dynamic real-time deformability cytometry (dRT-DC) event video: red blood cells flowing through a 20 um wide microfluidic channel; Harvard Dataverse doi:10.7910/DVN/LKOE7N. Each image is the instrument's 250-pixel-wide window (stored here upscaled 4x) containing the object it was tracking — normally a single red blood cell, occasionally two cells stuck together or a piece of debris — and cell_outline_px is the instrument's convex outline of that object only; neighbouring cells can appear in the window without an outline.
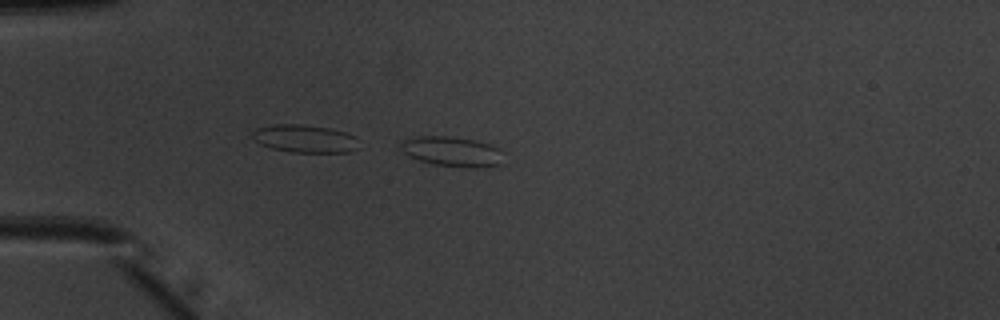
{"species": "common noctule bat (a hibernating species)", "species_latin": "Nyctalus noctula", "temperature_condition": "warm", "stored_images_in_passage": 14, "camera_frame_rate_fps": 3000, "um_per_image_px": 0.085, "animal": {"sex": "male", "body_mass_g": 20.1, "forearm_length_mm": 53.5}, "frame": {"image": 1, "passage_image": 14, "time_ms": 4.333, "image_size_px": [1000, 320], "cell_outline_px": [[500, 164], [488, 168], [472, 168], [432, 164], [408, 156], [400, 148], [400, 144], [404, 140], [416, 136], [444, 136], [472, 140], [488, 144], [500, 148]], "centroid_in_image_um": [38.41, 12.89], "position_along_channel_um": 46.6, "area_um2": 17.74}}